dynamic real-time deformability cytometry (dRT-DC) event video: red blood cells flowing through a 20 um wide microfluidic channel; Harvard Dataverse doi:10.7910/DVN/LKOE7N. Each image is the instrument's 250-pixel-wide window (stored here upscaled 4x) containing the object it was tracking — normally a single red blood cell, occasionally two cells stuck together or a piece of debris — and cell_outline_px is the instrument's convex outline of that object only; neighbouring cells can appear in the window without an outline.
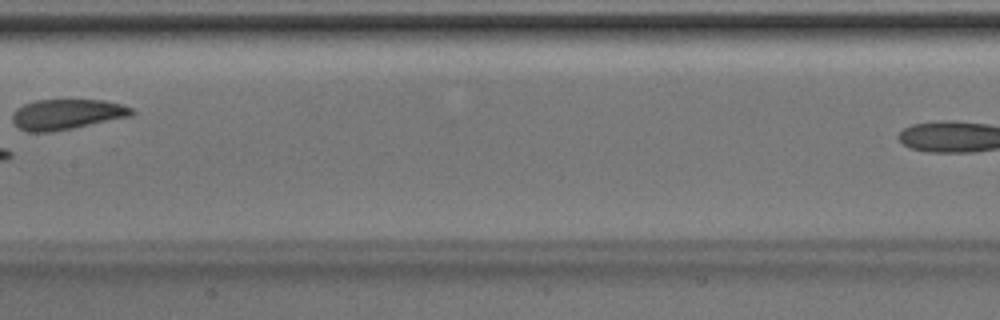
{"species": "Egyptian fruit bat (a non-hibernating species)", "species_latin": "Rousettus aegyptiacus", "temperature_condition": "room temperature", "stored_images_in_passage": 7, "camera_frame_rate_fps": 3000, "um_per_image_px": 0.085, "animal": {"sex": "male"}, "frame": {"image": 1, "passage_image": 7, "time_ms": 2.0, "image_size_px": [1000, 320], "cell_outline_px": [[136, 112], [132, 116], [52, 132], [28, 132], [20, 128], [12, 120], [12, 116], [16, 108], [24, 104], [36, 100], [104, 100], [120, 104], [132, 108]], "centroid_in_image_um": [5.69, 9.71], "position_along_channel_um": 201.7, "area_um2": 21.04}}